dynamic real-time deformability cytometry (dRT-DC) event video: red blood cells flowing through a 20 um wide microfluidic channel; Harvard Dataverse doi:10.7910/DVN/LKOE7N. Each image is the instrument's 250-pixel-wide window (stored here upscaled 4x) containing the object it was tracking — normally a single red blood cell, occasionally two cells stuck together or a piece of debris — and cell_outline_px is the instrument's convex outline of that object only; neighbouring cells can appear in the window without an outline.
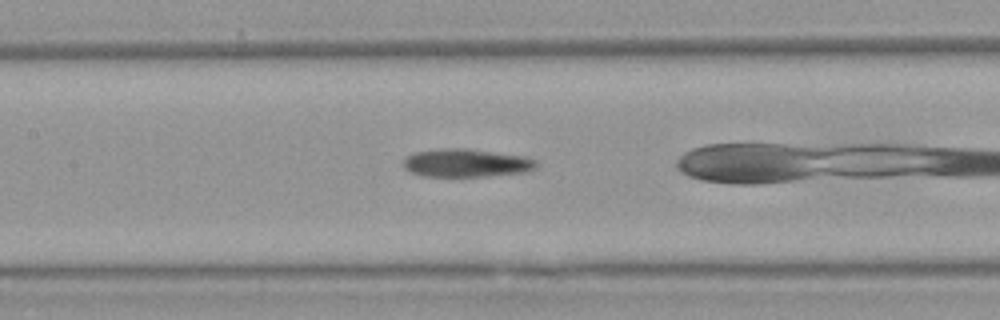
{"species": "Egyptian fruit bat (a non-hibernating species)", "species_latin": "Rousettus aegyptiacus", "temperature_condition": "warm", "stored_images_in_passage": 29, "camera_frame_rate_fps": 3000, "um_per_image_px": 0.085, "animal": {"sex": "female"}, "frame": {"image": 1, "passage_image": 21, "time_ms": 6.667, "image_size_px": [1000, 320], "cell_outline_px": [[536, 168], [528, 172], [484, 176], [424, 176], [412, 172], [404, 168], [404, 160], [408, 156], [416, 152], [440, 148], [468, 148], [524, 156], [536, 160]], "centroid_in_image_um": [39.66, 13.84], "position_along_channel_um": 167.7, "area_um2": 21.73}}